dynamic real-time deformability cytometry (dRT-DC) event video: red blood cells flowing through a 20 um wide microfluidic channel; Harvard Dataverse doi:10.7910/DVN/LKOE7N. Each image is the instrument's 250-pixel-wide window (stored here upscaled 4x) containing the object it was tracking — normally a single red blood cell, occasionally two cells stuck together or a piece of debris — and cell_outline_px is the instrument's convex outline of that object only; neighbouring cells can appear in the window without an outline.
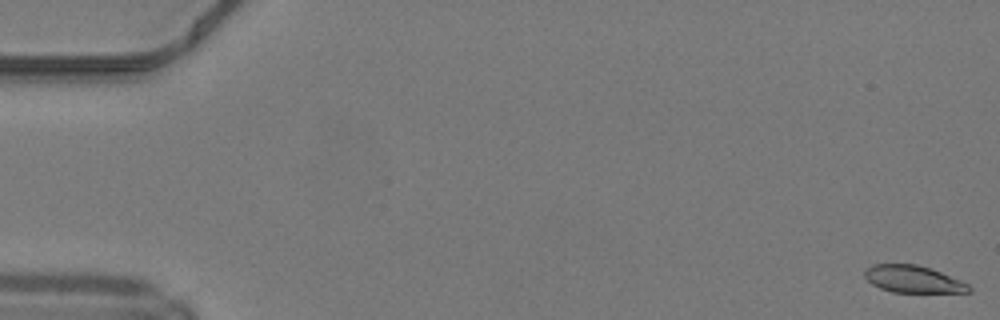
{"species": "common noctule bat (a hibernating species)", "species_latin": "Nyctalus noctula", "temperature_condition": "warm", "stored_images_in_passage": 49, "camera_frame_rate_fps": 3000, "um_per_image_px": 0.085, "animal": {"sex": "male", "body_mass_g": 19.2, "forearm_length_mm": 51.8}, "frame": {"image": 1, "passage_image": 1, "time_ms": 0.0, "image_size_px": [1000, 320], "cell_outline_px": [[972, 292], [892, 292], [880, 288], [872, 284], [864, 276], [864, 272], [872, 264], [916, 264], [932, 268], [960, 280], [968, 284], [972, 288]], "centroid_in_image_um": [77.63, 23.72], "position_along_channel_um": 7.4, "area_um2": 16.47}}
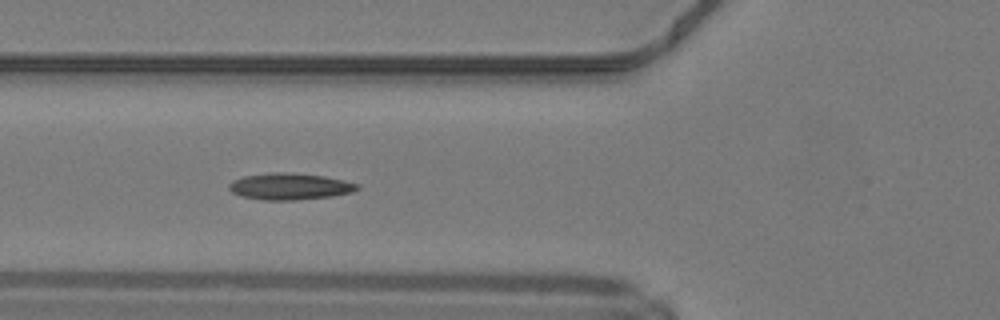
{"frame": {"image": 2, "passage_image": 19, "time_ms": 6.0, "image_size_px": [1000, 320], "cell_outline_px": [[360, 188], [352, 192], [332, 196], [296, 200], [264, 200], [244, 196], [232, 192], [228, 188], [228, 184], [232, 180], [244, 176], [272, 172], [284, 172], [324, 176], [344, 180], [360, 184]], "centroid_in_image_um": [24.65, 15.84], "position_along_channel_um": 101.2, "area_um2": 19.83}}
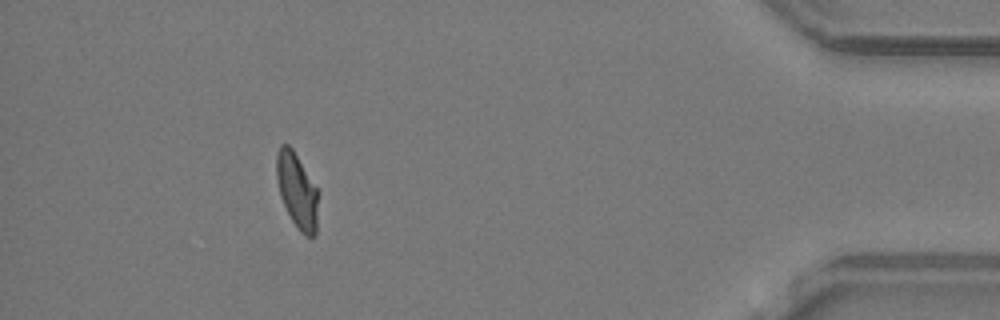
{"frame": {"image": 3, "passage_image": 45, "time_ms": 14.667, "image_size_px": [1000, 320], "cell_outline_px": [[316, 236], [304, 236], [300, 232], [292, 220], [280, 196], [276, 180], [276, 152], [280, 144], [288, 144], [292, 148], [316, 188]], "centroid_in_image_um": [25.19, 16.18], "position_along_channel_um": 410.0, "area_um2": 17.8}, "authors_computed_cell_mechanics": {"area_um2": 18.496, "velocity_mm_per_s": 4.2128, "shape_relaxation_time_tau1_ms": 5.8989, "shape_relaxation_time_tau2_ms": 1.5536, "deformation_change_tau1": 0.1733, "deformation_change_tau2": 0.0717}}